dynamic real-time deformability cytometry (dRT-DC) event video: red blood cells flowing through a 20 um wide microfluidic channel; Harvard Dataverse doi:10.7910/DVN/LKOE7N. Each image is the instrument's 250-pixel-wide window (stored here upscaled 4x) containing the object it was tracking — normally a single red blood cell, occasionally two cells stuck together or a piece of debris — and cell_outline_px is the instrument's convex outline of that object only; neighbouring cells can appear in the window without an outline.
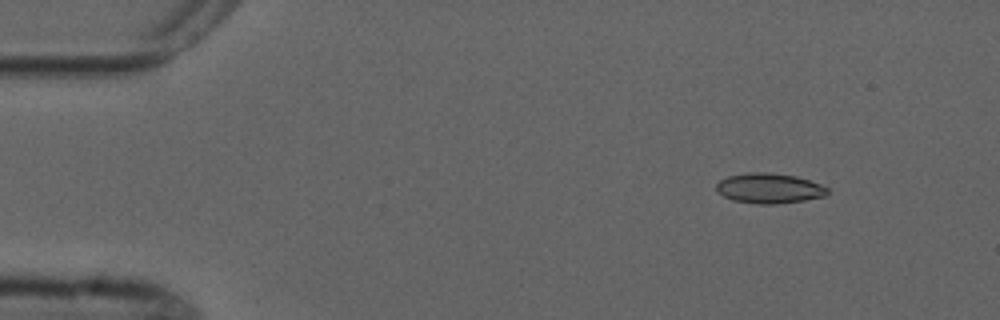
{"species": "common noctule bat (a hibernating species)", "species_latin": "Nyctalus noctula", "temperature_condition": "cold", "stored_images_in_passage": 5, "camera_frame_rate_fps": 3000, "um_per_image_px": 0.085, "animal": {"sex": "male", "forearm_length_mm": 52.5}, "frame": {"image": 1, "passage_image": 2, "time_ms": 1.333, "image_size_px": [1000, 320], "cell_outline_px": [[828, 192], [824, 196], [804, 200], [776, 204], [756, 204], [732, 200], [716, 192], [716, 184], [720, 180], [728, 176], [748, 172], [768, 172], [796, 176], [820, 184], [828, 188]], "centroid_in_image_um": [65.35, 16.0], "position_along_channel_um": 19.7, "area_um2": 19.54}}
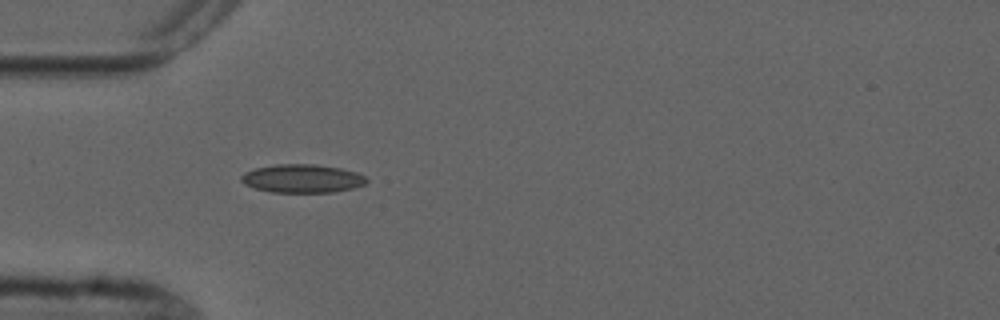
{"frame": {"image": 2, "passage_image": 5, "time_ms": 4.667, "image_size_px": [1000, 320], "cell_outline_px": [[368, 180], [364, 184], [352, 188], [332, 192], [272, 192], [256, 188], [244, 184], [240, 180], [240, 176], [244, 172], [256, 168], [276, 164], [312, 164], [340, 168], [356, 172], [364, 176]], "centroid_in_image_um": [25.66, 15.17], "position_along_channel_um": 59.3, "area_um2": 20.58}}